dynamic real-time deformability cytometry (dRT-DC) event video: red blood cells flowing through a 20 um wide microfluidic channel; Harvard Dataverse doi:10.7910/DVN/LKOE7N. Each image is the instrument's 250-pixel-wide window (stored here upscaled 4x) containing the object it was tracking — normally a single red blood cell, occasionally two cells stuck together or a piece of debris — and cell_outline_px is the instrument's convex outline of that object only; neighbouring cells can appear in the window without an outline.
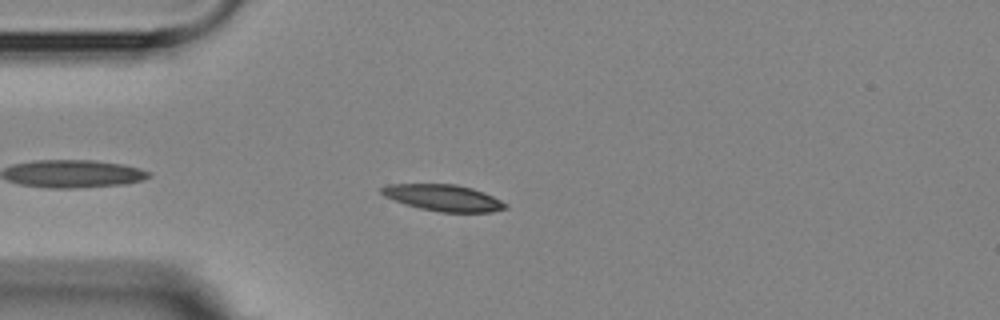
{"species": "Egyptian fruit bat (a non-hibernating species)", "species_latin": "Rousettus aegyptiacus", "temperature_condition": "room temperature", "stored_images_in_passage": 4, "camera_frame_rate_fps": 3000, "um_per_image_px": 0.085, "animal": {"sex": "female"}, "frame": {"image": 1, "passage_image": 4, "time_ms": 3.333, "image_size_px": [1000, 320], "cell_outline_px": [[508, 208], [492, 212], [440, 212], [420, 208], [404, 204], [384, 196], [380, 192], [380, 188], [388, 184], [456, 184], [472, 188], [484, 192], [508, 204]], "centroid_in_image_um": [37.69, 16.81], "position_along_channel_um": 47.3, "area_um2": 19.13}}